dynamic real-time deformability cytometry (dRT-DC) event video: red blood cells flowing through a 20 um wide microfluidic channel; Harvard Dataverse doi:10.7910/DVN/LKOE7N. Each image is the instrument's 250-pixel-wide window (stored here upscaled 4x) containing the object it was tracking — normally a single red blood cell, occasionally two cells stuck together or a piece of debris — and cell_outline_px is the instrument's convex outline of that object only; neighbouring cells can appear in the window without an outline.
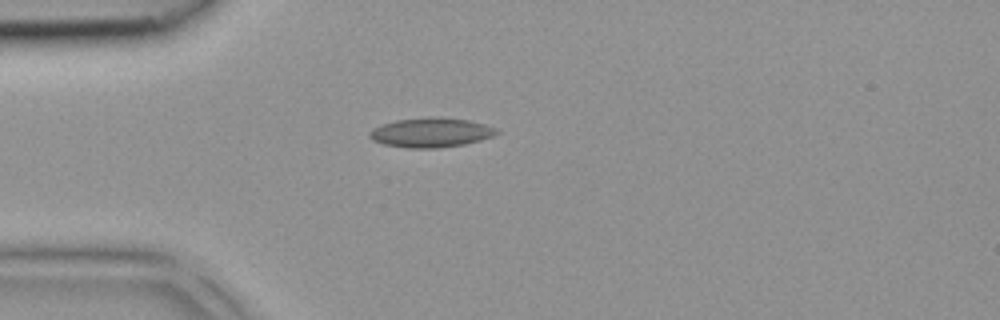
{"species": "common noctule bat (a hibernating species)", "species_latin": "Nyctalus noctula", "temperature_condition": "room temperature", "stored_images_in_passage": 31, "camera_frame_rate_fps": 3000, "um_per_image_px": 0.085, "animal": {"sex": "female", "body_mass_g": 18.4}, "frame": {"image": 1, "passage_image": 1, "time_ms": 0.0, "image_size_px": [1000, 320], "cell_outline_px": [[500, 132], [492, 136], [480, 140], [464, 144], [440, 148], [408, 148], [384, 144], [372, 140], [368, 136], [368, 132], [372, 128], [380, 124], [396, 120], [432, 116], [440, 116], [468, 120], [484, 124], [496, 128]], "centroid_in_image_um": [36.59, 11.25], "position_along_channel_um": 48.4, "area_um2": 22.08}}
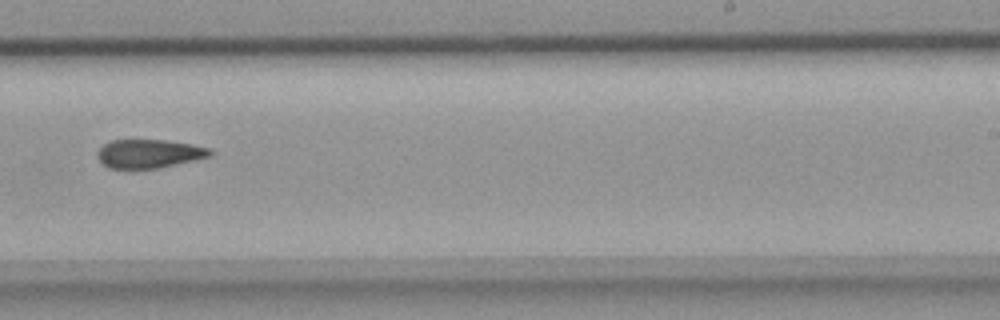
{"frame": {"image": 2, "passage_image": 16, "time_ms": 5.0, "image_size_px": [1000, 320], "cell_outline_px": [[216, 152], [212, 156], [196, 160], [160, 168], [108, 168], [96, 156], [96, 152], [108, 140], [168, 140], [192, 144], [208, 148]], "centroid_in_image_um": [12.71, 13.06], "position_along_channel_um": 276.3, "area_um2": 19.02}}
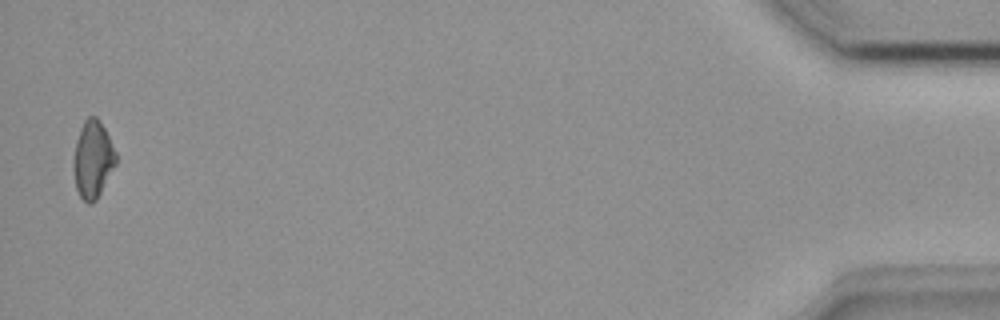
{"frame": {"image": 3, "passage_image": 31, "time_ms": 10.0, "image_size_px": [1000, 320], "cell_outline_px": [[116, 164], [96, 200], [92, 204], [88, 204], [80, 196], [76, 188], [72, 168], [72, 160], [76, 140], [80, 128], [84, 120], [88, 116], [96, 116], [100, 120], [116, 152]], "centroid_in_image_um": [7.86, 13.54], "position_along_channel_um": 427.3, "area_um2": 19.25}}